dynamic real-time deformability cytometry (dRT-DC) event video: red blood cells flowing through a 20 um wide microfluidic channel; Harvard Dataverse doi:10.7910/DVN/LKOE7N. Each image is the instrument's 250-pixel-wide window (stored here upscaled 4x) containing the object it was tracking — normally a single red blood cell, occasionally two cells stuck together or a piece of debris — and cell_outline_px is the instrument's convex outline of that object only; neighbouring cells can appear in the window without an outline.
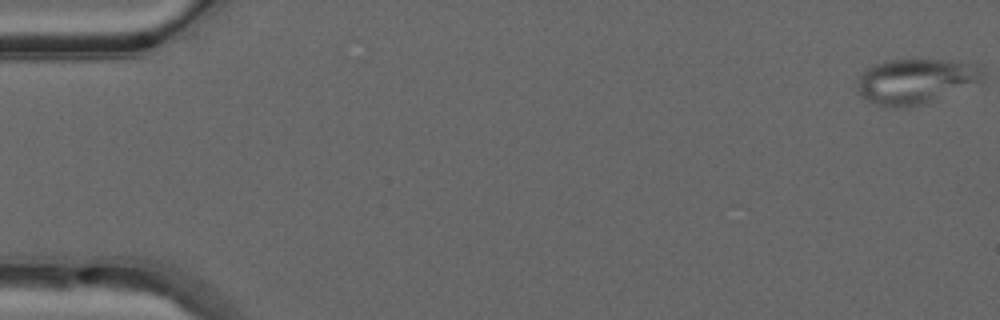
{"species": "common noctule bat (a hibernating species)", "species_latin": "Nyctalus noctula", "temperature_condition": "warm", "stored_images_in_passage": 51, "camera_frame_rate_fps": 3000, "um_per_image_px": 0.085, "animal": {"sex": "male", "forearm_length_mm": 52.5}, "frame": {"image": 1, "passage_image": 1, "time_ms": 0.0, "image_size_px": [1000, 320], "cell_outline_px": [[984, 80], [932, 100], [920, 104], [900, 108], [888, 108], [868, 100], [860, 96], [856, 92], [860, 76], [864, 68], [872, 64], [884, 60], [952, 60], [976, 64]], "centroid_in_image_um": [77.74, 6.89], "position_along_channel_um": 7.3, "area_um2": 32.66}}
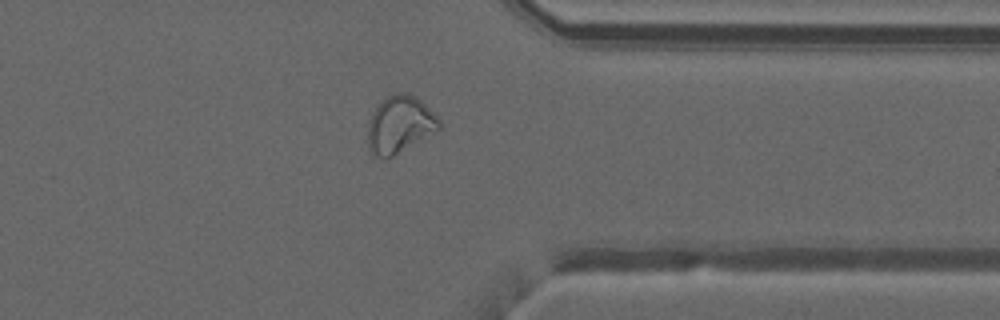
{"frame": {"image": 2, "passage_image": 40, "time_ms": 13.0, "image_size_px": [1000, 320], "cell_outline_px": [[440, 128], [392, 156], [384, 160], [372, 156], [368, 148], [368, 120], [372, 112], [388, 96], [400, 92], [408, 92], [416, 96], [440, 120]], "centroid_in_image_um": [33.93, 10.6], "position_along_channel_um": 377.5, "area_um2": 23.47}}
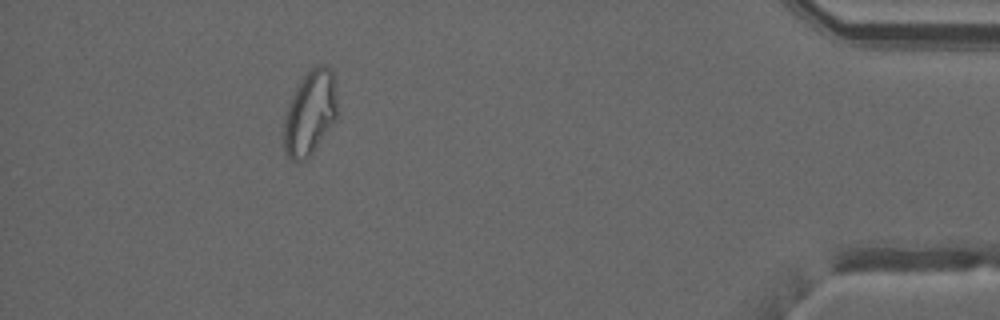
{"frame": {"image": 3, "passage_image": 46, "time_ms": 15.0, "image_size_px": [1000, 320], "cell_outline_px": [[340, 116], [316, 148], [304, 160], [292, 160], [288, 156], [284, 148], [284, 112], [288, 100], [304, 72], [316, 64], [328, 64], [332, 68], [336, 76]], "centroid_in_image_um": [26.42, 9.48], "position_along_channel_um": 408.8, "area_um2": 27.86}}